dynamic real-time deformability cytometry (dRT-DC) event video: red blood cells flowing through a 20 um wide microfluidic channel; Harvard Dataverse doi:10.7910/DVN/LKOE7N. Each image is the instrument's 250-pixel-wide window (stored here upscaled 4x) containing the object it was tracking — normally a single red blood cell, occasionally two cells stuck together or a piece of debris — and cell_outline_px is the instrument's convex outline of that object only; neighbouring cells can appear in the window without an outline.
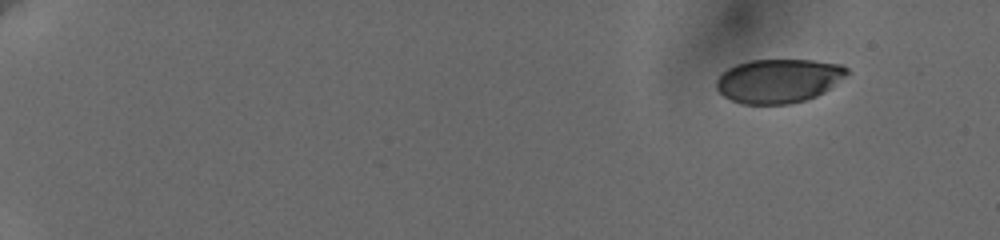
{"species": "human", "species_latin": "Homo sapiens", "temperature_condition": "cold", "stored_images_in_passage": 54, "camera_frame_rate_fps": 3000, "um_per_image_px": 0.085, "donor": {"sex": "female"}, "frame": {"image": 1, "passage_image": 1, "time_ms": 0.0, "image_size_px": [1000, 240], "cell_outline_px": [[848, 72], [844, 76], [824, 92], [816, 96], [804, 100], [788, 104], [744, 104], [732, 100], [724, 96], [716, 88], [716, 80], [728, 68], [736, 64], [748, 60], [812, 60], [840, 64], [848, 68]], "centroid_in_image_um": [66.15, 6.86], "position_along_channel_um": 18.8, "area_um2": 33.18}}
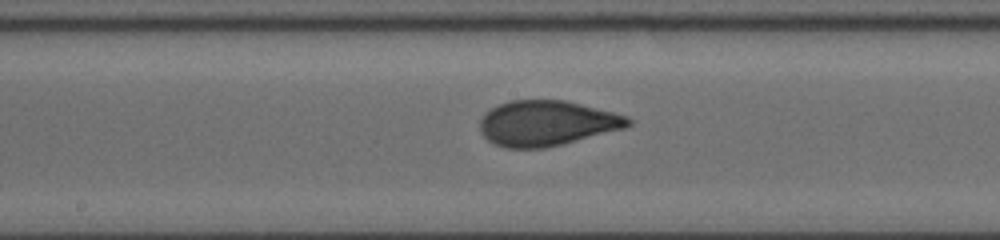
{"frame": {"image": 2, "passage_image": 30, "time_ms": 9.667, "image_size_px": [1000, 240], "cell_outline_px": [[632, 124], [624, 128], [564, 144], [544, 148], [504, 148], [492, 144], [480, 132], [480, 120], [484, 112], [500, 104], [512, 100], [564, 100], [628, 116], [632, 120]], "centroid_in_image_um": [46.45, 10.48], "position_along_channel_um": 201.8, "area_um2": 39.13}}
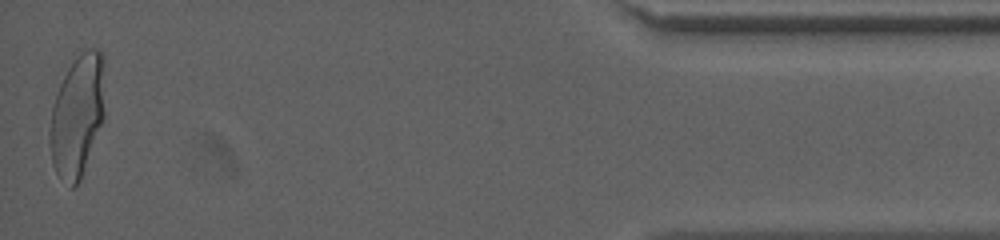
{"frame": {"image": 3, "passage_image": 54, "time_ms": 17.667, "image_size_px": [1000, 240], "cell_outline_px": [[104, 116], [80, 180], [72, 188], [56, 172], [52, 164], [48, 140], [48, 132], [52, 108], [60, 84], [68, 68], [84, 48], [100, 48], [104, 56]], "centroid_in_image_um": [6.57, 9.78], "position_along_channel_um": 428.6, "area_um2": 39.19}, "authors_computed_cell_mechanics": {"area_um2": 38.0902, "velocity_mm_per_s": 3.6334, "shape_relaxation_time_tau1_ms": 6.1214, "shape_relaxation_time_tau2_ms": null, "deformation_change_tau1": 0.1868, "deformation_change_tau2": null}}